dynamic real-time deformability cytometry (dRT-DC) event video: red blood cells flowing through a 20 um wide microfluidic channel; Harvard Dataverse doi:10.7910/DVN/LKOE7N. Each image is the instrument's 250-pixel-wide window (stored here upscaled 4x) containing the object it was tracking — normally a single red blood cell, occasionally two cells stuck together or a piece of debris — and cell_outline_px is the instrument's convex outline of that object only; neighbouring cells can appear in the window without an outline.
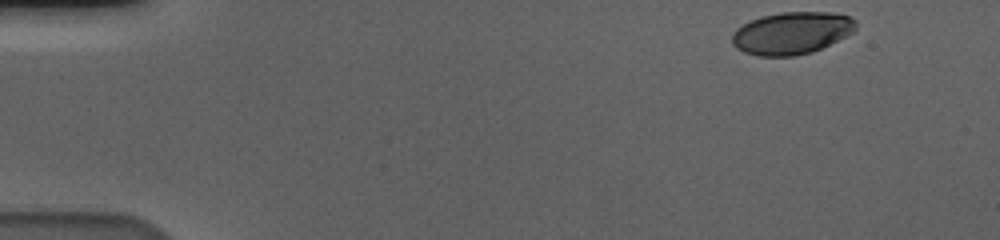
{"species": "human", "species_latin": "Homo sapiens", "temperature_condition": "cold", "stored_images_in_passage": 53, "camera_frame_rate_fps": 3000, "um_per_image_px": 0.085, "donor": {"sex": "male"}, "frame": {"image": 1, "passage_image": 1, "time_ms": 0.0, "image_size_px": [1000, 240], "cell_outline_px": [[856, 28], [852, 32], [812, 52], [792, 56], [760, 56], [744, 52], [736, 48], [732, 44], [732, 32], [736, 28], [760, 16], [780, 12], [832, 12], [848, 16], [856, 20]], "centroid_in_image_um": [67.26, 2.8], "position_along_channel_um": 17.7, "area_um2": 30.35}}
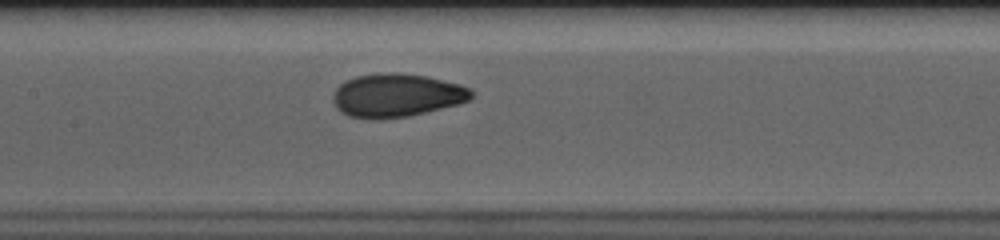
{"frame": {"image": 2, "passage_image": 24, "time_ms": 7.667, "image_size_px": [1000, 240], "cell_outline_px": [[472, 96], [468, 100], [456, 104], [408, 116], [348, 116], [336, 108], [332, 100], [332, 96], [336, 88], [340, 84], [356, 76], [376, 72], [396, 72], [424, 76], [460, 84], [468, 88], [472, 92]], "centroid_in_image_um": [33.68, 8.05], "position_along_channel_um": 173.7, "area_um2": 33.99}}
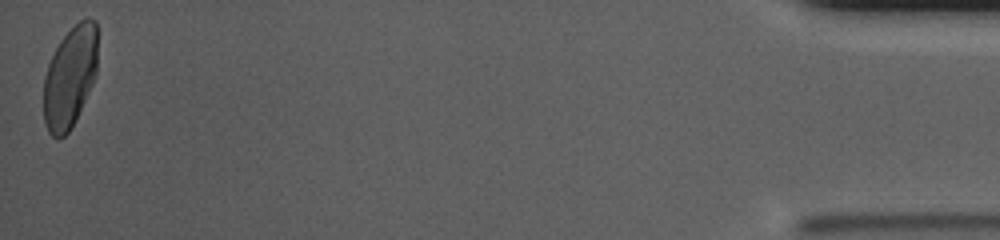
{"frame": {"image": 3, "passage_image": 53, "time_ms": 17.333, "image_size_px": [1000, 240], "cell_outline_px": [[96, 76], [68, 132], [64, 136], [56, 140], [48, 132], [44, 124], [44, 76], [48, 64], [60, 40], [80, 20], [96, 20]], "centroid_in_image_um": [5.91, 6.58], "position_along_channel_um": 429.3, "area_um2": 31.27}, "authors_computed_cell_mechanics": {"area_um2": 33.3506, "velocity_mm_per_s": 3.5894, "shape_relaxation_time_tau1_ms": 5.2962, "shape_relaxation_time_tau2_ms": 0.8242, "deformation_change_tau1": 0.1752, "deformation_change_tau2": 0.0517}}